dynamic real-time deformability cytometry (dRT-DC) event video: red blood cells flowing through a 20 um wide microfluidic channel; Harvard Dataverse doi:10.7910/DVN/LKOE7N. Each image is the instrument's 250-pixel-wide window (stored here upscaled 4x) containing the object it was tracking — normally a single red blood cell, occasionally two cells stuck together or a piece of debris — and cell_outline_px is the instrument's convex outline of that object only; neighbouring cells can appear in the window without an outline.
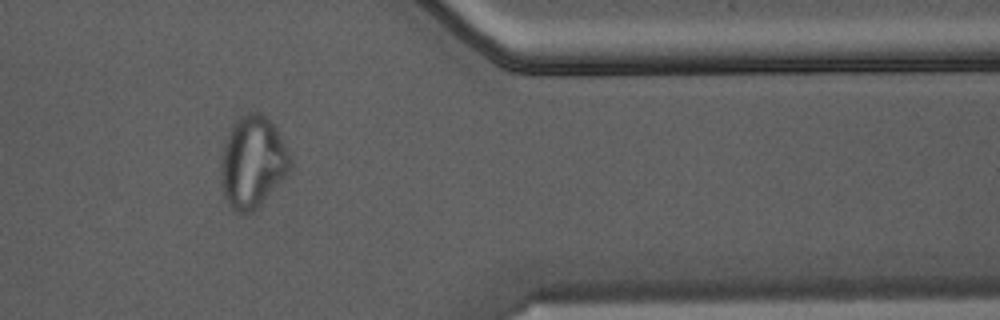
{"species": "Egyptian fruit bat (a non-hibernating species)", "species_latin": "Rousettus aegyptiacus", "temperature_condition": "warm", "stored_images_in_passage": 28, "camera_frame_rate_fps": 3000, "um_per_image_px": 0.085, "animal": {"sex": "male"}, "frame": {"image": 1, "passage_image": 24, "time_ms": 7.667, "image_size_px": [1000, 320], "cell_outline_px": [[292, 168], [260, 204], [252, 212], [236, 212], [224, 200], [220, 184], [220, 160], [224, 144], [228, 132], [232, 124], [240, 116], [248, 112], [260, 112], [276, 128], [292, 160]], "centroid_in_image_um": [21.43, 13.78], "position_along_channel_um": 390.0, "area_um2": 37.11}}